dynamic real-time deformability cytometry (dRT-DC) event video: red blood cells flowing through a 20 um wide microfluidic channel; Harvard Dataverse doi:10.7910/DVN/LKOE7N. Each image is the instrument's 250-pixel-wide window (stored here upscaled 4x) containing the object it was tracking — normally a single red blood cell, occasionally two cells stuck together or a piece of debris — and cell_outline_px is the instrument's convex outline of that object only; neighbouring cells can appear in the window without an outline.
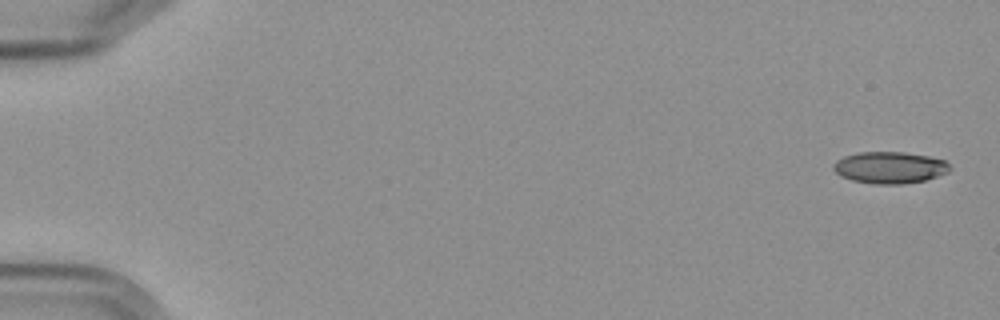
{"species": "Egyptian fruit bat (a non-hibernating species)", "species_latin": "Rousettus aegyptiacus", "temperature_condition": "cold", "stored_images_in_passage": 6, "camera_frame_rate_fps": 3000, "um_per_image_px": 0.085, "frame": {"image": 1, "passage_image": 1, "time_ms": 0.0, "image_size_px": [1000, 320], "cell_outline_px": [[952, 168], [948, 172], [924, 180], [904, 184], [872, 184], [852, 180], [840, 176], [832, 168], [832, 164], [836, 160], [844, 156], [860, 152], [904, 152], [928, 156], [944, 160]], "centroid_in_image_um": [75.6, 14.24], "position_along_channel_um": 9.4, "area_um2": 21.56}}
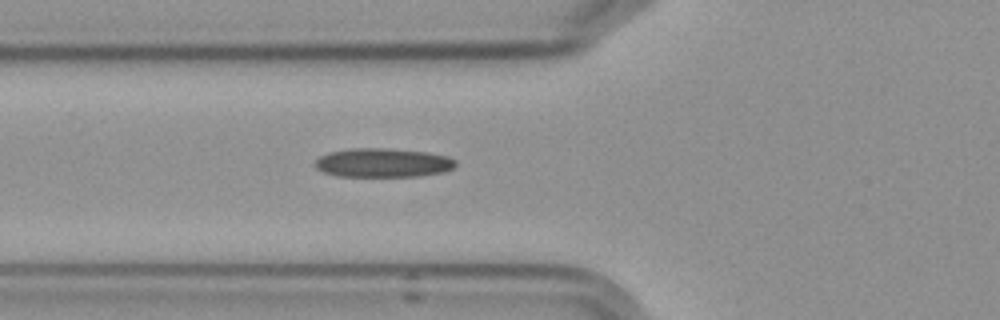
{"frame": {"image": 2, "passage_image": 6, "time_ms": 6.667, "image_size_px": [1000, 320], "cell_outline_px": [[456, 164], [452, 168], [444, 172], [420, 176], [336, 176], [324, 172], [316, 168], [312, 164], [320, 156], [328, 152], [352, 148], [384, 148], [428, 152], [448, 156], [456, 160]], "centroid_in_image_um": [32.54, 13.83], "position_along_channel_um": 93.3, "area_um2": 23.87}}